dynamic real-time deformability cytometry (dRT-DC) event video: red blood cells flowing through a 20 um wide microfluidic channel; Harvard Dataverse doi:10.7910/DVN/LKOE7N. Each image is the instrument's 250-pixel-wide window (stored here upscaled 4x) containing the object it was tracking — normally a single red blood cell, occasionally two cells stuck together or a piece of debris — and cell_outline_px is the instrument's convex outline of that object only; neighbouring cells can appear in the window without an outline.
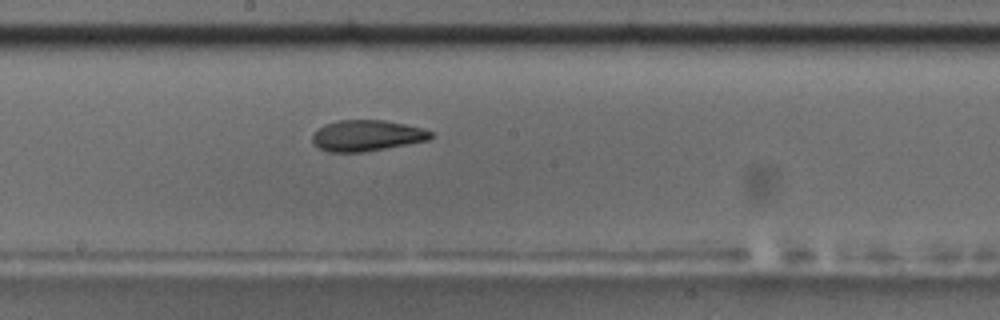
{"species": "common noctule bat (a hibernating species)", "species_latin": "Nyctalus noctula", "temperature_condition": "room temperature", "stored_images_in_passage": 44, "camera_frame_rate_fps": 3000, "um_per_image_px": 0.085, "animal": {"sex": "male", "body_mass_g": 17.5, "forearm_length_mm": 52.3}, "frame": {"image": 1, "passage_image": 19, "time_ms": 6.0, "image_size_px": [1000, 320], "cell_outline_px": [[432, 136], [428, 140], [364, 152], [328, 152], [312, 144], [312, 136], [324, 124], [336, 120], [384, 120], [404, 124], [420, 128], [432, 132]], "centroid_in_image_um": [31.13, 11.52], "position_along_channel_um": 217.1, "area_um2": 21.21}, "authors_computed_cell_mechanics": {"area_um2": 21.8773, "velocity_mm_per_s": 3.6784, "shape_relaxation_time_tau1_ms": 3.764, "shape_relaxation_time_tau2_ms": 2.6444, "deformation_change_tau1": 0.1634, "deformation_change_tau2": 0.1043}}